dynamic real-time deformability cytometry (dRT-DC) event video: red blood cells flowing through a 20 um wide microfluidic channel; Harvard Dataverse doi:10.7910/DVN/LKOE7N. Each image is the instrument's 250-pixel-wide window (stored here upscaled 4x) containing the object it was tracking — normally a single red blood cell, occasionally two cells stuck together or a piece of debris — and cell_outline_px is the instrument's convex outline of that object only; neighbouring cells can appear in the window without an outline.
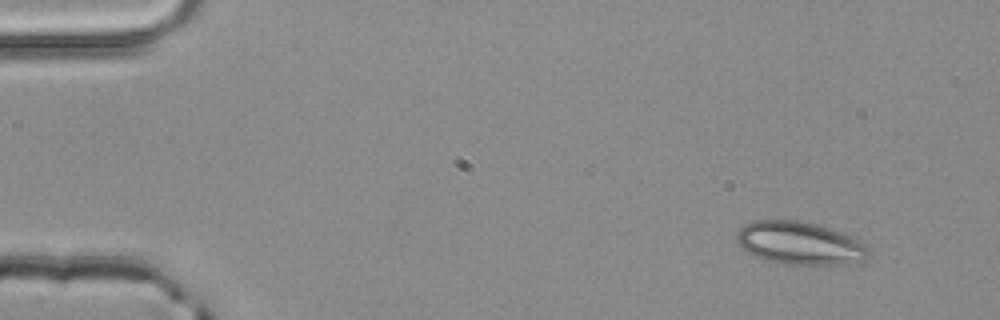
{"species": "common noctule bat (a hibernating species)", "species_latin": "Nyctalus noctula", "temperature_condition": "room temperature", "stored_images_in_passage": 3, "camera_frame_rate_fps": 3000, "um_per_image_px": 0.085, "animal": {"sex": "male", "body_mass_g": 20.4}, "frame": {"image": 1, "passage_image": 1, "time_ms": 0.0, "image_size_px": [1000, 320], "cell_outline_px": [[868, 256], [864, 260], [836, 264], [788, 264], [764, 260], [752, 256], [736, 240], [736, 232], [744, 224], [756, 220], [796, 220], [828, 228], [852, 236], [868, 244]], "centroid_in_image_um": [67.96, 20.67], "position_along_channel_um": 17.0, "area_um2": 32.71}}